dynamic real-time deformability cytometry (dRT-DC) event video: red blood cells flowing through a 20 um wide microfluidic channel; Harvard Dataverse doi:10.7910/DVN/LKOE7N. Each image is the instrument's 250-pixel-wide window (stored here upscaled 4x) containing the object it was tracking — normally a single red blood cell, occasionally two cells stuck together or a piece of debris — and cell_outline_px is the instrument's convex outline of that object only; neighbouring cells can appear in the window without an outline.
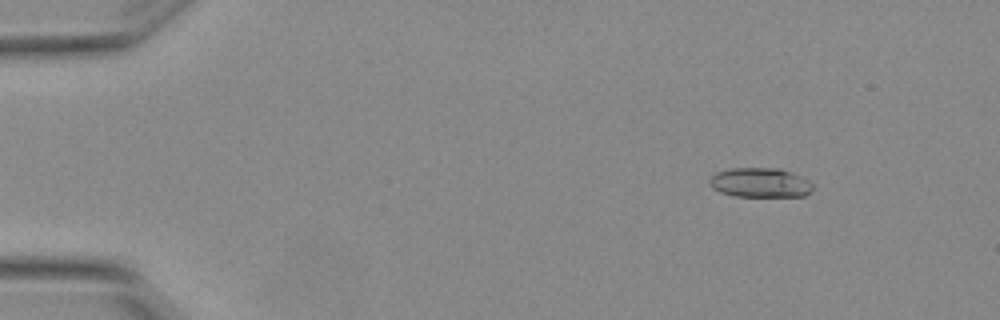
{"species": "Egyptian fruit bat (a non-hibernating species)", "species_latin": "Rousettus aegyptiacus", "temperature_condition": "warm", "stored_images_in_passage": 5, "camera_frame_rate_fps": 3000, "um_per_image_px": 0.085, "animal": {"sex": "female"}, "frame": {"image": 1, "passage_image": 1, "time_ms": 0.0, "image_size_px": [1000, 320], "cell_outline_px": [[812, 192], [804, 196], [736, 196], [720, 192], [712, 188], [708, 184], [708, 180], [716, 172], [732, 168], [780, 168], [800, 176], [808, 180], [812, 184]], "centroid_in_image_um": [64.59, 15.52], "position_along_channel_um": 20.4, "area_um2": 17.8}}
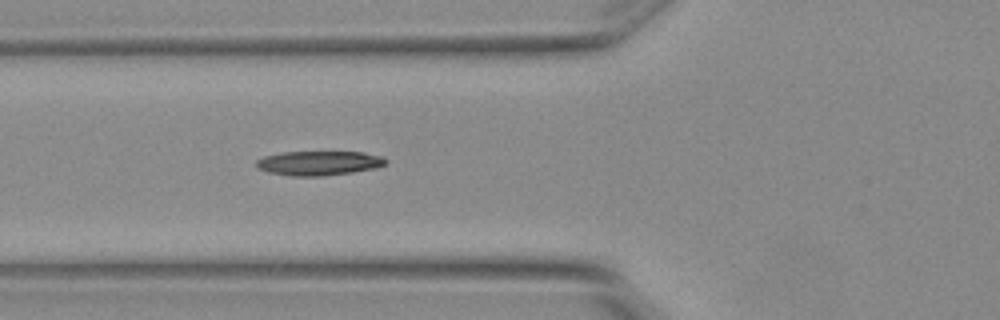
{"frame": {"image": 2, "passage_image": 5, "time_ms": 1.333, "image_size_px": [1000, 320], "cell_outline_px": [[388, 160], [384, 164], [376, 168], [352, 172], [324, 176], [288, 176], [268, 172], [256, 168], [256, 160], [264, 156], [284, 152], [364, 152], [384, 156]], "centroid_in_image_um": [27.1, 13.86], "position_along_channel_um": 98.7, "area_um2": 18.55}}